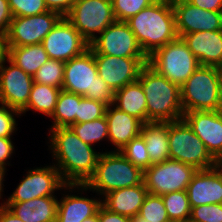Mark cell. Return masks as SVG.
<instances>
[{
  "label": "cell",
  "instance_id": "9c48e42d",
  "mask_svg": "<svg viewBox=\"0 0 222 222\" xmlns=\"http://www.w3.org/2000/svg\"><path fill=\"white\" fill-rule=\"evenodd\" d=\"M66 19L88 44L116 21L112 0H77Z\"/></svg>",
  "mask_w": 222,
  "mask_h": 222
},
{
  "label": "cell",
  "instance_id": "836d02e7",
  "mask_svg": "<svg viewBox=\"0 0 222 222\" xmlns=\"http://www.w3.org/2000/svg\"><path fill=\"white\" fill-rule=\"evenodd\" d=\"M138 216L148 222H170L162 197L149 193L140 208Z\"/></svg>",
  "mask_w": 222,
  "mask_h": 222
},
{
  "label": "cell",
  "instance_id": "ee69618b",
  "mask_svg": "<svg viewBox=\"0 0 222 222\" xmlns=\"http://www.w3.org/2000/svg\"><path fill=\"white\" fill-rule=\"evenodd\" d=\"M187 2L208 11H222V0H186Z\"/></svg>",
  "mask_w": 222,
  "mask_h": 222
},
{
  "label": "cell",
  "instance_id": "f1b7e54d",
  "mask_svg": "<svg viewBox=\"0 0 222 222\" xmlns=\"http://www.w3.org/2000/svg\"><path fill=\"white\" fill-rule=\"evenodd\" d=\"M82 97L81 95L61 90L54 112L50 116L54 120L50 129L70 127L75 124V119L78 117L79 102Z\"/></svg>",
  "mask_w": 222,
  "mask_h": 222
},
{
  "label": "cell",
  "instance_id": "f546056e",
  "mask_svg": "<svg viewBox=\"0 0 222 222\" xmlns=\"http://www.w3.org/2000/svg\"><path fill=\"white\" fill-rule=\"evenodd\" d=\"M170 222H188L191 207L186 190L161 195Z\"/></svg>",
  "mask_w": 222,
  "mask_h": 222
},
{
  "label": "cell",
  "instance_id": "ffe728a7",
  "mask_svg": "<svg viewBox=\"0 0 222 222\" xmlns=\"http://www.w3.org/2000/svg\"><path fill=\"white\" fill-rule=\"evenodd\" d=\"M181 38L200 65L222 69V30L189 33Z\"/></svg>",
  "mask_w": 222,
  "mask_h": 222
},
{
  "label": "cell",
  "instance_id": "816d5d0a",
  "mask_svg": "<svg viewBox=\"0 0 222 222\" xmlns=\"http://www.w3.org/2000/svg\"><path fill=\"white\" fill-rule=\"evenodd\" d=\"M218 165L222 166V157L217 161Z\"/></svg>",
  "mask_w": 222,
  "mask_h": 222
},
{
  "label": "cell",
  "instance_id": "b9f144b4",
  "mask_svg": "<svg viewBox=\"0 0 222 222\" xmlns=\"http://www.w3.org/2000/svg\"><path fill=\"white\" fill-rule=\"evenodd\" d=\"M99 222H131V218L109 211L103 205L98 209Z\"/></svg>",
  "mask_w": 222,
  "mask_h": 222
},
{
  "label": "cell",
  "instance_id": "e575fe53",
  "mask_svg": "<svg viewBox=\"0 0 222 222\" xmlns=\"http://www.w3.org/2000/svg\"><path fill=\"white\" fill-rule=\"evenodd\" d=\"M156 0H112L114 16L117 21L126 22L139 11L152 5Z\"/></svg>",
  "mask_w": 222,
  "mask_h": 222
},
{
  "label": "cell",
  "instance_id": "44dd1931",
  "mask_svg": "<svg viewBox=\"0 0 222 222\" xmlns=\"http://www.w3.org/2000/svg\"><path fill=\"white\" fill-rule=\"evenodd\" d=\"M105 117L108 122V140L120 151L133 138L141 134L143 123L113 104L107 107Z\"/></svg>",
  "mask_w": 222,
  "mask_h": 222
},
{
  "label": "cell",
  "instance_id": "4316f807",
  "mask_svg": "<svg viewBox=\"0 0 222 222\" xmlns=\"http://www.w3.org/2000/svg\"><path fill=\"white\" fill-rule=\"evenodd\" d=\"M9 59L25 73L34 76L37 70L49 60L42 44L9 47Z\"/></svg>",
  "mask_w": 222,
  "mask_h": 222
},
{
  "label": "cell",
  "instance_id": "ba28073f",
  "mask_svg": "<svg viewBox=\"0 0 222 222\" xmlns=\"http://www.w3.org/2000/svg\"><path fill=\"white\" fill-rule=\"evenodd\" d=\"M168 146L171 160L181 161L196 170L209 169L218 164L204 142L183 119L168 122Z\"/></svg>",
  "mask_w": 222,
  "mask_h": 222
},
{
  "label": "cell",
  "instance_id": "5bb4252c",
  "mask_svg": "<svg viewBox=\"0 0 222 222\" xmlns=\"http://www.w3.org/2000/svg\"><path fill=\"white\" fill-rule=\"evenodd\" d=\"M49 59L67 62L73 57L81 55L89 48L88 42L76 28L62 17L52 28L42 43Z\"/></svg>",
  "mask_w": 222,
  "mask_h": 222
},
{
  "label": "cell",
  "instance_id": "4fadbf2b",
  "mask_svg": "<svg viewBox=\"0 0 222 222\" xmlns=\"http://www.w3.org/2000/svg\"><path fill=\"white\" fill-rule=\"evenodd\" d=\"M62 17L53 11L33 16L13 17L7 32L9 47L41 44Z\"/></svg>",
  "mask_w": 222,
  "mask_h": 222
},
{
  "label": "cell",
  "instance_id": "2e32d148",
  "mask_svg": "<svg viewBox=\"0 0 222 222\" xmlns=\"http://www.w3.org/2000/svg\"><path fill=\"white\" fill-rule=\"evenodd\" d=\"M171 2L180 38L189 33L222 30V11L201 9L186 0Z\"/></svg>",
  "mask_w": 222,
  "mask_h": 222
},
{
  "label": "cell",
  "instance_id": "3957f363",
  "mask_svg": "<svg viewBox=\"0 0 222 222\" xmlns=\"http://www.w3.org/2000/svg\"><path fill=\"white\" fill-rule=\"evenodd\" d=\"M147 99V122H173L183 118L181 87L146 64L139 75Z\"/></svg>",
  "mask_w": 222,
  "mask_h": 222
},
{
  "label": "cell",
  "instance_id": "52a82bcc",
  "mask_svg": "<svg viewBox=\"0 0 222 222\" xmlns=\"http://www.w3.org/2000/svg\"><path fill=\"white\" fill-rule=\"evenodd\" d=\"M171 83L182 86L200 66L182 38L167 43L148 56V63Z\"/></svg>",
  "mask_w": 222,
  "mask_h": 222
},
{
  "label": "cell",
  "instance_id": "f35d334b",
  "mask_svg": "<svg viewBox=\"0 0 222 222\" xmlns=\"http://www.w3.org/2000/svg\"><path fill=\"white\" fill-rule=\"evenodd\" d=\"M14 115L21 116V112L0 103V137L11 138L16 131L17 123Z\"/></svg>",
  "mask_w": 222,
  "mask_h": 222
},
{
  "label": "cell",
  "instance_id": "4dcf8cb0",
  "mask_svg": "<svg viewBox=\"0 0 222 222\" xmlns=\"http://www.w3.org/2000/svg\"><path fill=\"white\" fill-rule=\"evenodd\" d=\"M70 128L86 144L93 147V143L108 138V122L106 117L94 121L72 124Z\"/></svg>",
  "mask_w": 222,
  "mask_h": 222
},
{
  "label": "cell",
  "instance_id": "83f0119b",
  "mask_svg": "<svg viewBox=\"0 0 222 222\" xmlns=\"http://www.w3.org/2000/svg\"><path fill=\"white\" fill-rule=\"evenodd\" d=\"M62 89L50 85L33 83L27 105L20 111L21 114L32 109L51 116L57 104V98Z\"/></svg>",
  "mask_w": 222,
  "mask_h": 222
},
{
  "label": "cell",
  "instance_id": "1f68e13d",
  "mask_svg": "<svg viewBox=\"0 0 222 222\" xmlns=\"http://www.w3.org/2000/svg\"><path fill=\"white\" fill-rule=\"evenodd\" d=\"M64 66L65 62L49 59L34 74L33 81L35 83L50 85L62 89Z\"/></svg>",
  "mask_w": 222,
  "mask_h": 222
},
{
  "label": "cell",
  "instance_id": "d6986e66",
  "mask_svg": "<svg viewBox=\"0 0 222 222\" xmlns=\"http://www.w3.org/2000/svg\"><path fill=\"white\" fill-rule=\"evenodd\" d=\"M190 207L222 204V166L197 170L186 189Z\"/></svg>",
  "mask_w": 222,
  "mask_h": 222
},
{
  "label": "cell",
  "instance_id": "603a6c76",
  "mask_svg": "<svg viewBox=\"0 0 222 222\" xmlns=\"http://www.w3.org/2000/svg\"><path fill=\"white\" fill-rule=\"evenodd\" d=\"M58 198L46 196L3 204L24 222H56Z\"/></svg>",
  "mask_w": 222,
  "mask_h": 222
},
{
  "label": "cell",
  "instance_id": "74e56055",
  "mask_svg": "<svg viewBox=\"0 0 222 222\" xmlns=\"http://www.w3.org/2000/svg\"><path fill=\"white\" fill-rule=\"evenodd\" d=\"M188 222H222V204H203L191 208Z\"/></svg>",
  "mask_w": 222,
  "mask_h": 222
},
{
  "label": "cell",
  "instance_id": "7c38bea8",
  "mask_svg": "<svg viewBox=\"0 0 222 222\" xmlns=\"http://www.w3.org/2000/svg\"><path fill=\"white\" fill-rule=\"evenodd\" d=\"M15 191L6 202H24L34 198L54 196L56 190L69 189L73 192L75 184H66L54 165L28 170Z\"/></svg>",
  "mask_w": 222,
  "mask_h": 222
},
{
  "label": "cell",
  "instance_id": "6da1fadb",
  "mask_svg": "<svg viewBox=\"0 0 222 222\" xmlns=\"http://www.w3.org/2000/svg\"><path fill=\"white\" fill-rule=\"evenodd\" d=\"M49 132L50 150L66 184H86L94 175L101 152L84 143L70 127L52 128Z\"/></svg>",
  "mask_w": 222,
  "mask_h": 222
},
{
  "label": "cell",
  "instance_id": "f907efd6",
  "mask_svg": "<svg viewBox=\"0 0 222 222\" xmlns=\"http://www.w3.org/2000/svg\"><path fill=\"white\" fill-rule=\"evenodd\" d=\"M221 110H222V78H221Z\"/></svg>",
  "mask_w": 222,
  "mask_h": 222
},
{
  "label": "cell",
  "instance_id": "5b68a950",
  "mask_svg": "<svg viewBox=\"0 0 222 222\" xmlns=\"http://www.w3.org/2000/svg\"><path fill=\"white\" fill-rule=\"evenodd\" d=\"M142 182L143 171L127 160L120 151L101 152L94 175L86 184H75L74 190H96L102 196Z\"/></svg>",
  "mask_w": 222,
  "mask_h": 222
},
{
  "label": "cell",
  "instance_id": "9a60e30c",
  "mask_svg": "<svg viewBox=\"0 0 222 222\" xmlns=\"http://www.w3.org/2000/svg\"><path fill=\"white\" fill-rule=\"evenodd\" d=\"M98 76L115 92L138 80L148 58L94 55Z\"/></svg>",
  "mask_w": 222,
  "mask_h": 222
},
{
  "label": "cell",
  "instance_id": "d4e9b609",
  "mask_svg": "<svg viewBox=\"0 0 222 222\" xmlns=\"http://www.w3.org/2000/svg\"><path fill=\"white\" fill-rule=\"evenodd\" d=\"M113 105L143 124L147 123V99L138 80L115 91Z\"/></svg>",
  "mask_w": 222,
  "mask_h": 222
},
{
  "label": "cell",
  "instance_id": "8fae6325",
  "mask_svg": "<svg viewBox=\"0 0 222 222\" xmlns=\"http://www.w3.org/2000/svg\"><path fill=\"white\" fill-rule=\"evenodd\" d=\"M89 44L94 55L148 58L127 22L115 21Z\"/></svg>",
  "mask_w": 222,
  "mask_h": 222
},
{
  "label": "cell",
  "instance_id": "60d3db41",
  "mask_svg": "<svg viewBox=\"0 0 222 222\" xmlns=\"http://www.w3.org/2000/svg\"><path fill=\"white\" fill-rule=\"evenodd\" d=\"M13 15L8 0H0V32L7 34Z\"/></svg>",
  "mask_w": 222,
  "mask_h": 222
},
{
  "label": "cell",
  "instance_id": "8d00e7d4",
  "mask_svg": "<svg viewBox=\"0 0 222 222\" xmlns=\"http://www.w3.org/2000/svg\"><path fill=\"white\" fill-rule=\"evenodd\" d=\"M13 17L33 16L49 11L44 0H8Z\"/></svg>",
  "mask_w": 222,
  "mask_h": 222
},
{
  "label": "cell",
  "instance_id": "ab89813d",
  "mask_svg": "<svg viewBox=\"0 0 222 222\" xmlns=\"http://www.w3.org/2000/svg\"><path fill=\"white\" fill-rule=\"evenodd\" d=\"M77 0H44L49 11L58 13L61 17H66Z\"/></svg>",
  "mask_w": 222,
  "mask_h": 222
},
{
  "label": "cell",
  "instance_id": "7a4b0ae2",
  "mask_svg": "<svg viewBox=\"0 0 222 222\" xmlns=\"http://www.w3.org/2000/svg\"><path fill=\"white\" fill-rule=\"evenodd\" d=\"M126 22L147 57L179 37L171 1H155Z\"/></svg>",
  "mask_w": 222,
  "mask_h": 222
},
{
  "label": "cell",
  "instance_id": "7dc6e473",
  "mask_svg": "<svg viewBox=\"0 0 222 222\" xmlns=\"http://www.w3.org/2000/svg\"><path fill=\"white\" fill-rule=\"evenodd\" d=\"M5 172H6V168L0 166V199H1V195H2V192H3V179H4V176H5Z\"/></svg>",
  "mask_w": 222,
  "mask_h": 222
},
{
  "label": "cell",
  "instance_id": "ac0fdd59",
  "mask_svg": "<svg viewBox=\"0 0 222 222\" xmlns=\"http://www.w3.org/2000/svg\"><path fill=\"white\" fill-rule=\"evenodd\" d=\"M182 119L218 161L222 157V110L186 112Z\"/></svg>",
  "mask_w": 222,
  "mask_h": 222
},
{
  "label": "cell",
  "instance_id": "d590c367",
  "mask_svg": "<svg viewBox=\"0 0 222 222\" xmlns=\"http://www.w3.org/2000/svg\"><path fill=\"white\" fill-rule=\"evenodd\" d=\"M107 106L86 97H82L78 106V117L75 124L90 122L105 116Z\"/></svg>",
  "mask_w": 222,
  "mask_h": 222
},
{
  "label": "cell",
  "instance_id": "7bdbcfd3",
  "mask_svg": "<svg viewBox=\"0 0 222 222\" xmlns=\"http://www.w3.org/2000/svg\"><path fill=\"white\" fill-rule=\"evenodd\" d=\"M14 151V145L11 138L0 137V166H5L7 159L11 157Z\"/></svg>",
  "mask_w": 222,
  "mask_h": 222
},
{
  "label": "cell",
  "instance_id": "681fc988",
  "mask_svg": "<svg viewBox=\"0 0 222 222\" xmlns=\"http://www.w3.org/2000/svg\"><path fill=\"white\" fill-rule=\"evenodd\" d=\"M131 222H148L147 220L140 218L138 215L134 218H131Z\"/></svg>",
  "mask_w": 222,
  "mask_h": 222
},
{
  "label": "cell",
  "instance_id": "bcb514c9",
  "mask_svg": "<svg viewBox=\"0 0 222 222\" xmlns=\"http://www.w3.org/2000/svg\"><path fill=\"white\" fill-rule=\"evenodd\" d=\"M0 222H24L4 204L0 205Z\"/></svg>",
  "mask_w": 222,
  "mask_h": 222
},
{
  "label": "cell",
  "instance_id": "e0dca14e",
  "mask_svg": "<svg viewBox=\"0 0 222 222\" xmlns=\"http://www.w3.org/2000/svg\"><path fill=\"white\" fill-rule=\"evenodd\" d=\"M0 67V103L21 111L28 103L33 76L25 73L10 59Z\"/></svg>",
  "mask_w": 222,
  "mask_h": 222
},
{
  "label": "cell",
  "instance_id": "f6af8a7d",
  "mask_svg": "<svg viewBox=\"0 0 222 222\" xmlns=\"http://www.w3.org/2000/svg\"><path fill=\"white\" fill-rule=\"evenodd\" d=\"M9 59L7 34L0 32V67Z\"/></svg>",
  "mask_w": 222,
  "mask_h": 222
},
{
  "label": "cell",
  "instance_id": "cb8c5ba5",
  "mask_svg": "<svg viewBox=\"0 0 222 222\" xmlns=\"http://www.w3.org/2000/svg\"><path fill=\"white\" fill-rule=\"evenodd\" d=\"M101 205L100 199L67 194L58 201L56 222H82L95 215Z\"/></svg>",
  "mask_w": 222,
  "mask_h": 222
},
{
  "label": "cell",
  "instance_id": "484cf974",
  "mask_svg": "<svg viewBox=\"0 0 222 222\" xmlns=\"http://www.w3.org/2000/svg\"><path fill=\"white\" fill-rule=\"evenodd\" d=\"M151 165L170 159L168 146V122H147L141 128Z\"/></svg>",
  "mask_w": 222,
  "mask_h": 222
},
{
  "label": "cell",
  "instance_id": "7402d4cb",
  "mask_svg": "<svg viewBox=\"0 0 222 222\" xmlns=\"http://www.w3.org/2000/svg\"><path fill=\"white\" fill-rule=\"evenodd\" d=\"M147 195L148 191L142 182L105 194L102 197V205L111 212L134 218L138 215Z\"/></svg>",
  "mask_w": 222,
  "mask_h": 222
},
{
  "label": "cell",
  "instance_id": "c3c4849f",
  "mask_svg": "<svg viewBox=\"0 0 222 222\" xmlns=\"http://www.w3.org/2000/svg\"><path fill=\"white\" fill-rule=\"evenodd\" d=\"M82 222H99V220H98V212L95 215L86 218Z\"/></svg>",
  "mask_w": 222,
  "mask_h": 222
},
{
  "label": "cell",
  "instance_id": "d6a6232c",
  "mask_svg": "<svg viewBox=\"0 0 222 222\" xmlns=\"http://www.w3.org/2000/svg\"><path fill=\"white\" fill-rule=\"evenodd\" d=\"M146 142L143 136L133 138L124 148L120 150L123 156L134 166L139 167L142 171L151 166L149 153L146 151Z\"/></svg>",
  "mask_w": 222,
  "mask_h": 222
},
{
  "label": "cell",
  "instance_id": "8992f818",
  "mask_svg": "<svg viewBox=\"0 0 222 222\" xmlns=\"http://www.w3.org/2000/svg\"><path fill=\"white\" fill-rule=\"evenodd\" d=\"M222 69L200 65L181 86L183 113L221 110Z\"/></svg>",
  "mask_w": 222,
  "mask_h": 222
},
{
  "label": "cell",
  "instance_id": "30bf717a",
  "mask_svg": "<svg viewBox=\"0 0 222 222\" xmlns=\"http://www.w3.org/2000/svg\"><path fill=\"white\" fill-rule=\"evenodd\" d=\"M197 170L181 161L168 159L143 171V183L149 194L163 195L186 190Z\"/></svg>",
  "mask_w": 222,
  "mask_h": 222
},
{
  "label": "cell",
  "instance_id": "277c9868",
  "mask_svg": "<svg viewBox=\"0 0 222 222\" xmlns=\"http://www.w3.org/2000/svg\"><path fill=\"white\" fill-rule=\"evenodd\" d=\"M62 90L98 101L107 107L114 103L115 92L98 76L93 51L65 62Z\"/></svg>",
  "mask_w": 222,
  "mask_h": 222
},
{
  "label": "cell",
  "instance_id": "f5cc1de1",
  "mask_svg": "<svg viewBox=\"0 0 222 222\" xmlns=\"http://www.w3.org/2000/svg\"><path fill=\"white\" fill-rule=\"evenodd\" d=\"M156 1H172V0H156Z\"/></svg>",
  "mask_w": 222,
  "mask_h": 222
}]
</instances>
